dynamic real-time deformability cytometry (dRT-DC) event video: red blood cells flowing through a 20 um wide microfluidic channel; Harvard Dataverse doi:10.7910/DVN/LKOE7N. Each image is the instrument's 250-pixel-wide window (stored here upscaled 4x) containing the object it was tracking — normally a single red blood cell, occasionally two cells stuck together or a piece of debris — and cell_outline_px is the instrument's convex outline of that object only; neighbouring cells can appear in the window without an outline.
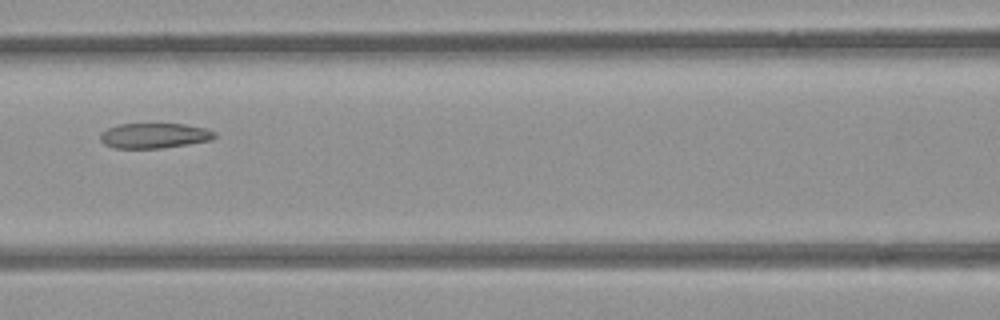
{"species": "common noctule bat (a hibernating species)", "species_latin": "Nyctalus noctula", "temperature_condition": "room temperature", "stored_images_in_passage": 4, "camera_frame_rate_fps": 3000, "um_per_image_px": 0.085, "animal": {"sex": "female", "body_mass_g": 21.9}, "frame": {"image": 1, "passage_image": 4, "time_ms": 1.0, "image_size_px": [1000, 320], "cell_outline_px": [[216, 136], [212, 140], [188, 144], [160, 148], [116, 148], [104, 144], [100, 140], [100, 132], [108, 128], [120, 124], [184, 124], [204, 128], [216, 132]], "centroid_in_image_um": [13.11, 11.53], "position_along_channel_um": 153.5, "area_um2": 16.7}}